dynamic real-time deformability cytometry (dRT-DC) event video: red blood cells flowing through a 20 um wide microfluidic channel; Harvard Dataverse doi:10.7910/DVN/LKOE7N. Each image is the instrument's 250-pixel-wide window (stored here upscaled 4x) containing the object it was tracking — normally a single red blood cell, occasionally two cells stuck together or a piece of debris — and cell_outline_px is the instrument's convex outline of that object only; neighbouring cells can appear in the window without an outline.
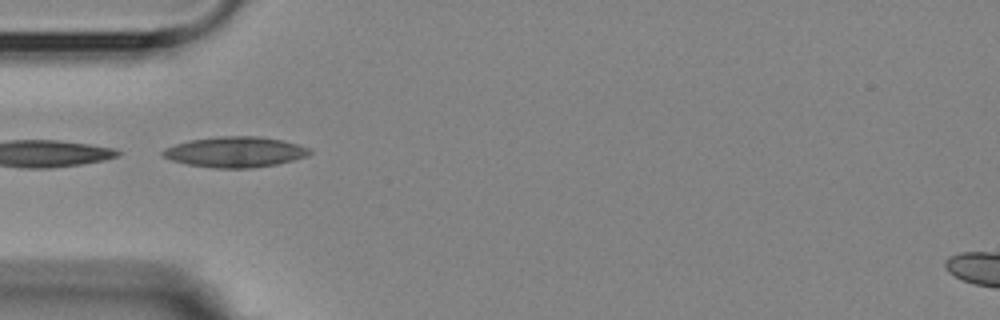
{"species": "Egyptian fruit bat (a non-hibernating species)", "species_latin": "Rousettus aegyptiacus", "temperature_condition": "room temperature", "stored_images_in_passage": 11, "camera_frame_rate_fps": 3000, "um_per_image_px": 0.085, "animal": {"sex": "female"}, "frame": {"image": 1, "passage_image": 1, "time_ms": 0.0, "image_size_px": [1000, 320], "cell_outline_px": [[312, 152], [308, 156], [276, 164], [252, 168], [212, 168], [188, 164], [172, 160], [164, 156], [160, 152], [164, 148], [188, 140], [216, 136], [260, 136], [280, 140], [296, 144], [308, 148]], "centroid_in_image_um": [19.96, 12.91], "position_along_channel_um": 65.0, "area_um2": 26.07}}
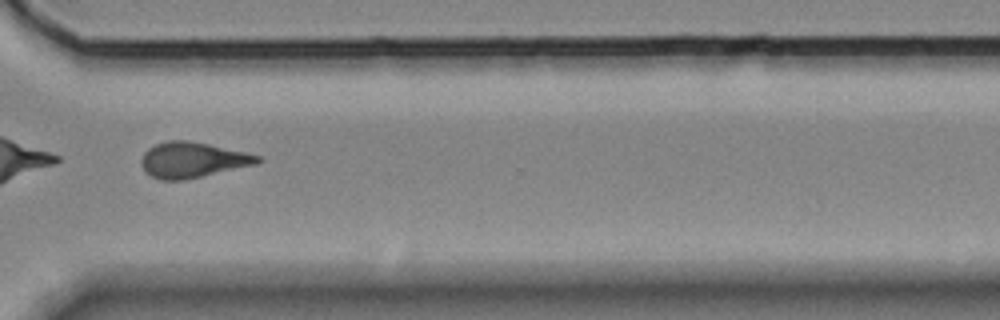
{"frame": {"image": 2, "passage_image": 8, "time_ms": 8.0, "image_size_px": [1000, 320], "cell_outline_px": [[264, 160], [256, 164], [184, 180], [160, 180], [152, 176], [140, 164], [140, 160], [144, 152], [148, 148], [156, 144], [168, 140], [188, 140], [248, 152], [260, 156]], "centroid_in_image_um": [16.38, 13.58], "position_along_channel_um": 354.2, "area_um2": 24.04}}
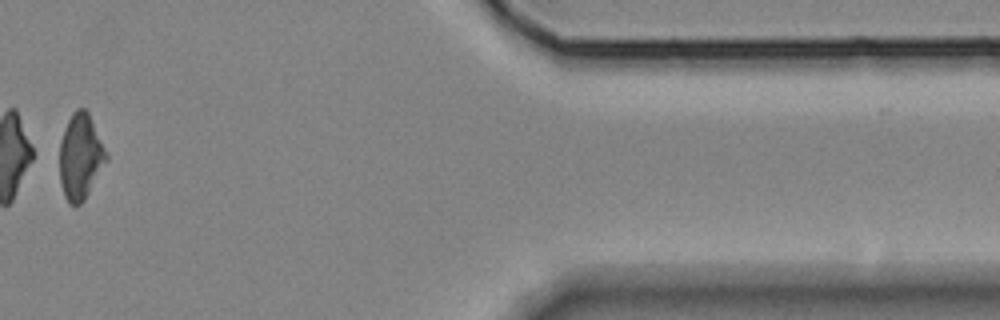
{"frame": {"image": 3, "passage_image": 10, "time_ms": 10.667, "image_size_px": [1000, 320], "cell_outline_px": [[108, 160], [84, 200], [76, 208], [64, 196], [60, 184], [60, 140], [64, 128], [72, 112], [76, 108], [84, 108], [88, 112], [108, 156]], "centroid_in_image_um": [6.83, 13.32], "position_along_channel_um": 404.6, "area_um2": 23.24}, "authors_computed_cell_mechanics": {"area_um2": 23.2356, "velocity_mm_per_s": 3.5856, "shape_relaxation_time_tau1_ms": 3.0409, "shape_relaxation_time_tau2_ms": 1.8819, "deformation_change_tau1": 0.1447, "deformation_change_tau2": 0.0997}}